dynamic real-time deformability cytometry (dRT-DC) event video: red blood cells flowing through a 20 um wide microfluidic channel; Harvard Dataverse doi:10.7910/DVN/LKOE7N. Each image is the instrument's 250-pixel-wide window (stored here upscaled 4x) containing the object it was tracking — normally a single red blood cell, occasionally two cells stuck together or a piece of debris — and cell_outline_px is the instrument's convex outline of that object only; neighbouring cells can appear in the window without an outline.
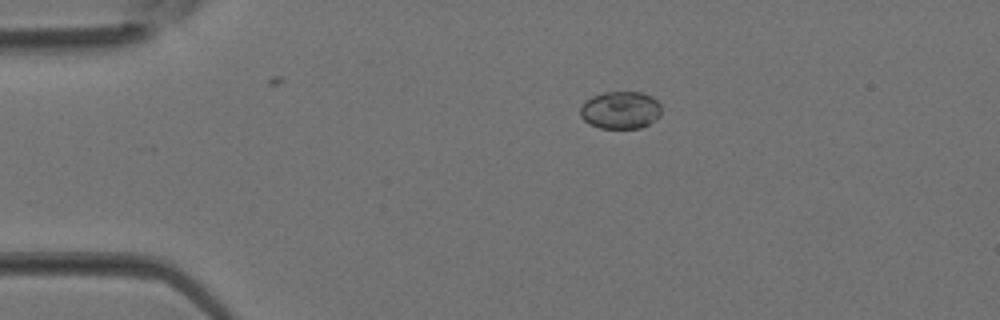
{"species": "Egyptian fruit bat (a non-hibernating species)", "species_latin": "Rousettus aegyptiacus", "temperature_condition": "room temperature", "stored_images_in_passage": 4, "camera_frame_rate_fps": 3000, "um_per_image_px": 0.085, "animal": {"sex": "female"}, "frame": {"image": 1, "passage_image": 1, "time_ms": 0.0, "image_size_px": [1000, 320], "cell_outline_px": [[660, 116], [656, 120], [640, 128], [600, 128], [588, 124], [580, 116], [580, 108], [592, 96], [604, 92], [640, 92], [652, 96], [660, 104]], "centroid_in_image_um": [52.75, 9.36], "position_along_channel_um": 32.3, "area_um2": 17.74}}